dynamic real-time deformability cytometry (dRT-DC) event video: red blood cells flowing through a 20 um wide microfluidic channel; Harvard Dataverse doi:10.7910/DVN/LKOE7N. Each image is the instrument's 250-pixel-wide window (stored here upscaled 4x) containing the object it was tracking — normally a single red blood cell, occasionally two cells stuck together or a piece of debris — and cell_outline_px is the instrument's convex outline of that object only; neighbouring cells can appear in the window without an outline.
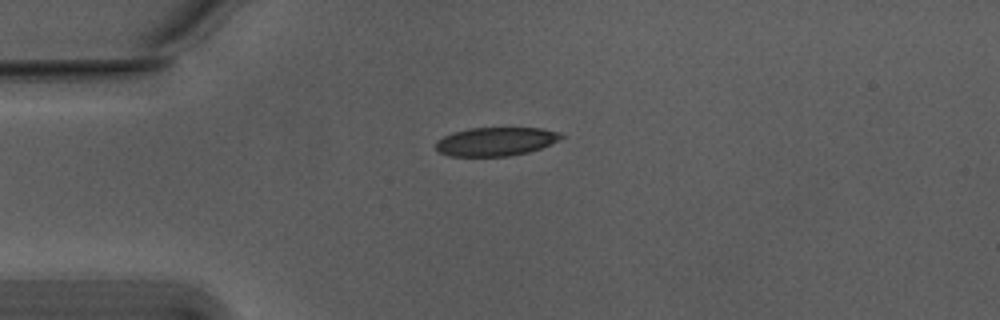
{"species": "Egyptian fruit bat (a non-hibernating species)", "species_latin": "Rousettus aegyptiacus", "temperature_condition": "warm", "stored_images_in_passage": 42, "camera_frame_rate_fps": 3000, "um_per_image_px": 0.085, "animal": {"sex": "male"}, "frame": {"image": 1, "passage_image": 1, "time_ms": 0.0, "image_size_px": [1000, 320], "cell_outline_px": [[564, 136], [552, 144], [528, 152], [508, 156], [448, 156], [440, 152], [436, 148], [436, 140], [444, 136], [468, 128], [540, 128], [560, 132]], "centroid_in_image_um": [42.15, 12.03], "position_along_channel_um": 42.9, "area_um2": 20.81}}
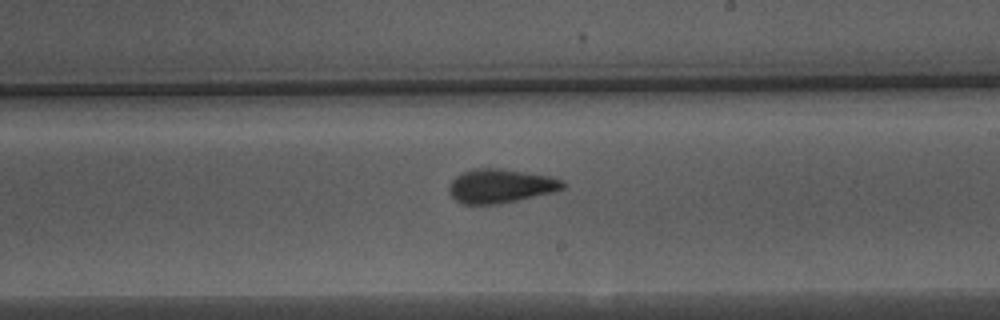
{"frame": {"image": 2, "passage_image": 19, "time_ms": 6.0, "image_size_px": [1000, 320], "cell_outline_px": [[564, 188], [552, 192], [516, 200], [496, 204], [464, 204], [456, 200], [448, 192], [448, 188], [452, 180], [456, 176], [464, 172], [476, 168], [500, 168], [548, 176], [560, 180], [564, 184]], "centroid_in_image_um": [42.49, 15.8], "position_along_channel_um": 246.5, "area_um2": 22.08}}
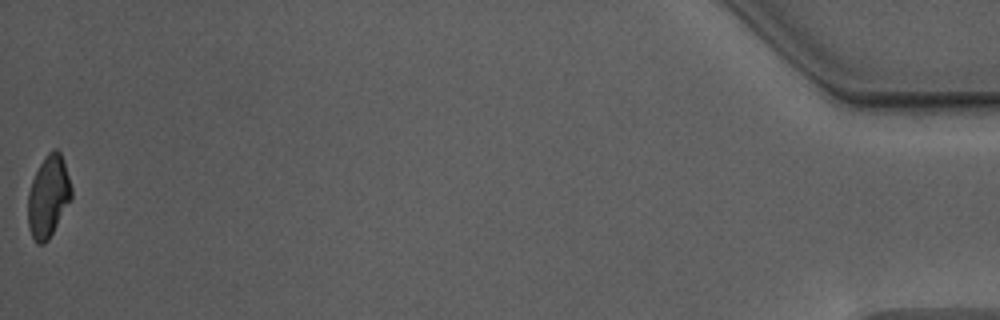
{"frame": {"image": 3, "passage_image": 42, "time_ms": 13.667, "image_size_px": [1000, 320], "cell_outline_px": [[72, 196], [48, 240], [44, 244], [36, 244], [28, 228], [28, 192], [32, 180], [44, 156], [52, 148], [56, 148], [60, 152], [64, 160], [72, 188]], "centroid_in_image_um": [4.1, 16.67], "position_along_channel_um": 431.1, "area_um2": 20.63}, "authors_computed_cell_mechanics": {"area_um2": 21.8773, "velocity_mm_per_s": 3.7732, "shape_relaxation_time_tau1_ms": 7.0087, "shape_relaxation_time_tau2_ms": 1.8352, "deformation_change_tau1": 0.1698, "deformation_change_tau2": 0.0854}}